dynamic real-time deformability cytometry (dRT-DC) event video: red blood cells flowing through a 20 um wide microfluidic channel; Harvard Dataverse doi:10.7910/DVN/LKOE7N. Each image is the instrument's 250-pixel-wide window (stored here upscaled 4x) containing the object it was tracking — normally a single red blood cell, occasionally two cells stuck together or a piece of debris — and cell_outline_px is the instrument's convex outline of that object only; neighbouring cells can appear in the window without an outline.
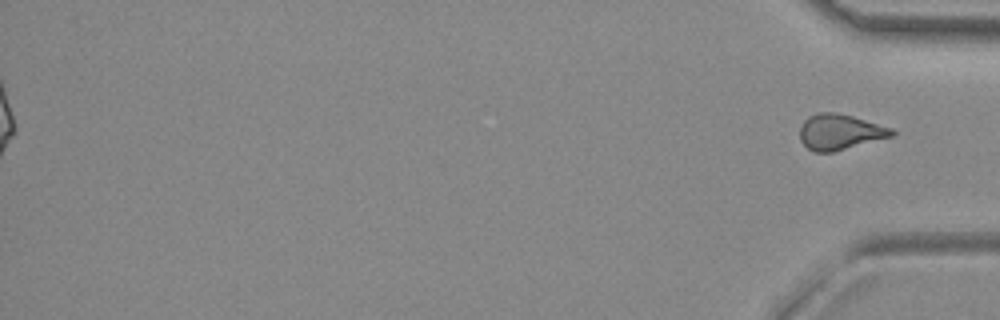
{"species": "common noctule bat (a hibernating species)", "species_latin": "Nyctalus noctula", "temperature_condition": "room temperature", "stored_images_in_passage": 52, "segment_of_instrument_passage": [2, 2], "camera_frame_rate_fps": 3000, "um_per_image_px": 0.085, "animal": {"sex": "female", "body_mass_g": 29.2, "forearm_length_mm": 56.3}, "frame": {"image": 1, "passage_image": 52, "time_ms": 17.0, "image_size_px": [1000, 320], "cell_outline_px": [[896, 136], [832, 152], [812, 152], [800, 140], [800, 128], [804, 120], [808, 116], [816, 112], [832, 112], [852, 116], [892, 128], [896, 132]], "centroid_in_image_um": [71.41, 11.22], "position_along_channel_um": 363.8, "area_um2": 19.19}}